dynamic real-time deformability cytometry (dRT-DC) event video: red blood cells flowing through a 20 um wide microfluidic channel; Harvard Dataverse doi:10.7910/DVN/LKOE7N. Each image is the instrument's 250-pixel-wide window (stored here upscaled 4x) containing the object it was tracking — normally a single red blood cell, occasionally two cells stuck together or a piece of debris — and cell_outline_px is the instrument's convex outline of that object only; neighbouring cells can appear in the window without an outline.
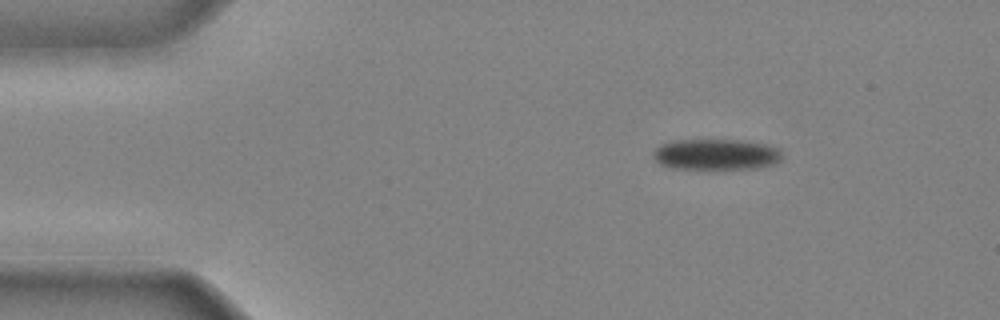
{"species": "common noctule bat (a hibernating species)", "species_latin": "Nyctalus noctula", "temperature_condition": "cold", "stored_images_in_passage": 37, "camera_frame_rate_fps": 3000, "um_per_image_px": 0.085, "animal": {"sex": "male", "body_mass_g": 20.4}, "frame": {"image": 1, "passage_image": 1, "time_ms": 0.0, "image_size_px": [1000, 320], "cell_outline_px": [[784, 156], [776, 164], [752, 168], [672, 168], [660, 164], [652, 156], [652, 152], [660, 144], [672, 140], [744, 140], [768, 144], [780, 148]], "centroid_in_image_um": [60.9, 13.1], "position_along_channel_um": 24.1, "area_um2": 23.41}}
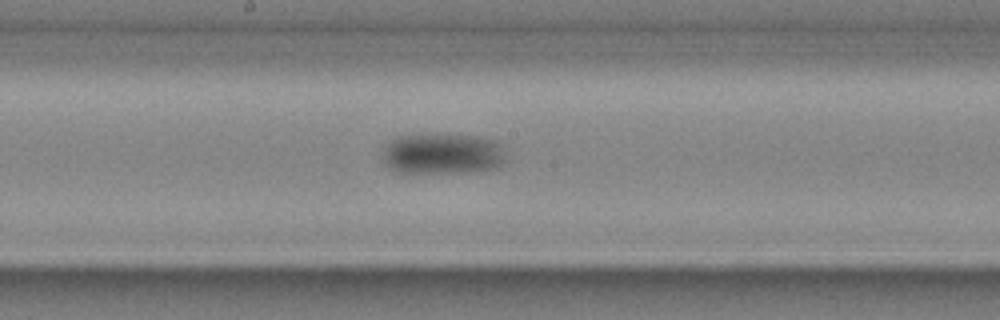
{"frame": {"image": 2, "passage_image": 18, "time_ms": 5.667, "image_size_px": [1000, 320], "cell_outline_px": [[504, 164], [496, 168], [480, 172], [400, 172], [388, 168], [380, 156], [384, 148], [396, 136], [476, 136], [496, 140], [500, 144], [504, 156]], "centroid_in_image_um": [37.63, 13.1], "position_along_channel_um": 210.6, "area_um2": 29.07}}
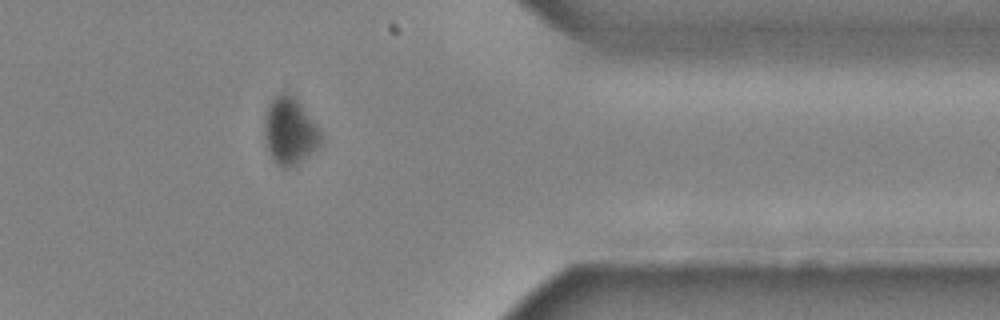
{"frame": {"image": 3, "passage_image": 31, "time_ms": 10.0, "image_size_px": [1000, 320], "cell_outline_px": [[320, 144], [316, 148], [292, 168], [280, 168], [272, 160], [268, 152], [264, 136], [264, 124], [268, 104], [280, 92], [284, 92], [292, 96], [300, 104], [316, 124], [320, 132]], "centroid_in_image_um": [24.59, 11.18], "position_along_channel_um": 386.8, "area_um2": 21.79}}